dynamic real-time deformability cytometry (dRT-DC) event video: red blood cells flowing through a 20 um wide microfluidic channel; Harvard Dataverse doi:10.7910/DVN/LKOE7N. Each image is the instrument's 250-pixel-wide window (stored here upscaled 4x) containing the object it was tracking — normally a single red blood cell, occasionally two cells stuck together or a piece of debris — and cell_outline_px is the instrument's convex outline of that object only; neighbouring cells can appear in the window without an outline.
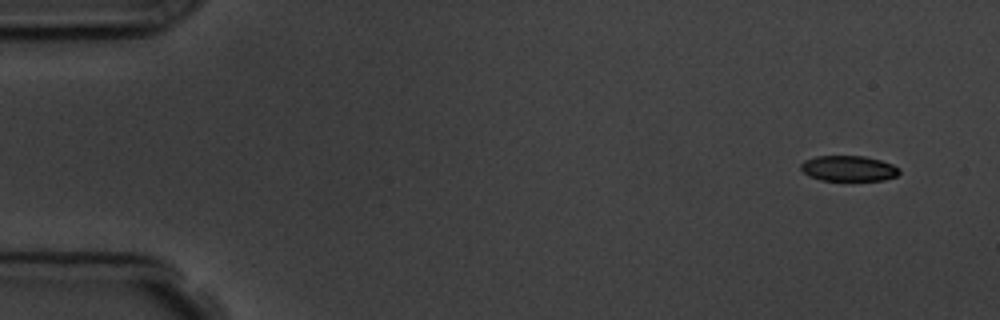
{"species": "common noctule bat (a hibernating species)", "species_latin": "Nyctalus noctula", "temperature_condition": "room temperature", "stored_images_in_passage": 7, "camera_frame_rate_fps": 3000, "um_per_image_px": 0.085, "animal": {"sex": "male", "body_mass_g": 19.5, "forearm_length_mm": 54.6}, "frame": {"image": 1, "passage_image": 1, "time_ms": 0.0, "image_size_px": [1000, 320], "cell_outline_px": [[900, 172], [896, 176], [884, 180], [820, 180], [808, 176], [800, 168], [800, 164], [804, 160], [816, 156], [864, 156], [880, 160], [892, 164], [900, 168]], "centroid_in_image_um": [72.11, 14.31], "position_along_channel_um": 12.9, "area_um2": 14.68}}
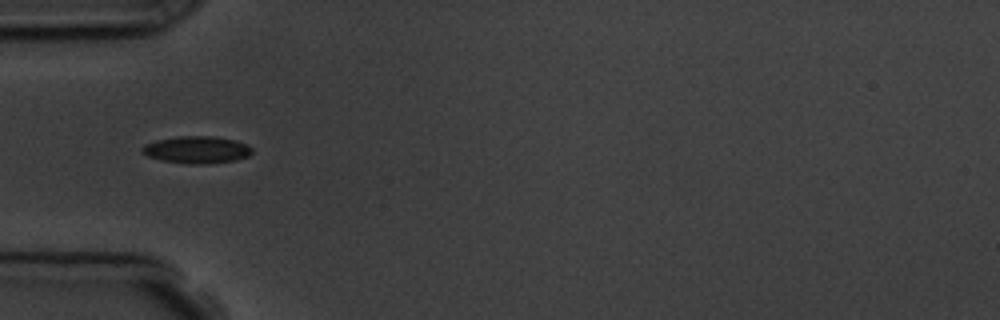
{"frame": {"image": 2, "passage_image": 5, "time_ms": 4.667, "image_size_px": [1000, 320], "cell_outline_px": [[252, 152], [248, 156], [236, 160], [204, 164], [184, 164], [160, 160], [148, 156], [140, 152], [140, 148], [144, 144], [156, 140], [176, 136], [212, 136], [236, 140], [248, 144], [252, 148]], "centroid_in_image_um": [16.69, 12.73], "position_along_channel_um": 68.3, "area_um2": 17.69}}